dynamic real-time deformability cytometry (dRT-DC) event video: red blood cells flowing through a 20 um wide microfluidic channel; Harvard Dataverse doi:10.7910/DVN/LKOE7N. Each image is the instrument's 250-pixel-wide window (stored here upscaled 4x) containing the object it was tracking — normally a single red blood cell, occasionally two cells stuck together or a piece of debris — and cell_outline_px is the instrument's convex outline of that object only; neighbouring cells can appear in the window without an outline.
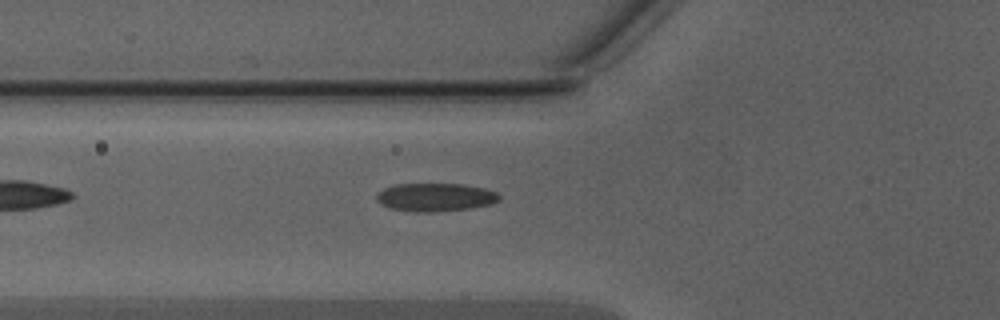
{"species": "Egyptian fruit bat (a non-hibernating species)", "species_latin": "Rousettus aegyptiacus", "temperature_condition": "warm", "stored_images_in_passage": 27, "camera_frame_rate_fps": 3000, "um_per_image_px": 0.085, "animal": {"sex": "male"}, "frame": {"image": 1, "passage_image": 2, "time_ms": 0.333, "image_size_px": [1000, 320], "cell_outline_px": [[500, 200], [492, 204], [472, 208], [436, 212], [416, 212], [388, 208], [380, 204], [376, 200], [376, 196], [384, 188], [396, 184], [464, 184], [484, 188], [496, 192], [500, 196]], "centroid_in_image_um": [37.01, 16.77], "position_along_channel_um": 88.8, "area_um2": 20.35}}
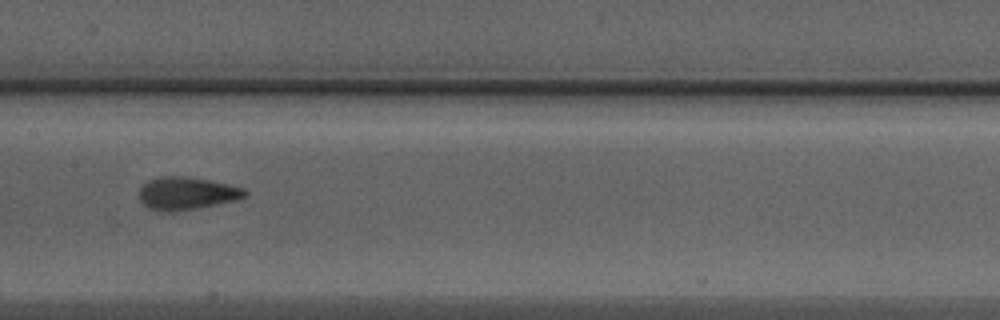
{"frame": {"image": 2, "passage_image": 9, "time_ms": 2.667, "image_size_px": [1000, 320], "cell_outline_px": [[248, 196], [236, 200], [176, 212], [156, 212], [148, 208], [140, 200], [140, 188], [148, 180], [160, 176], [184, 176], [208, 180], [244, 188], [248, 192]], "centroid_in_image_um": [15.85, 16.45], "position_along_channel_um": 191.6, "area_um2": 20.23}}
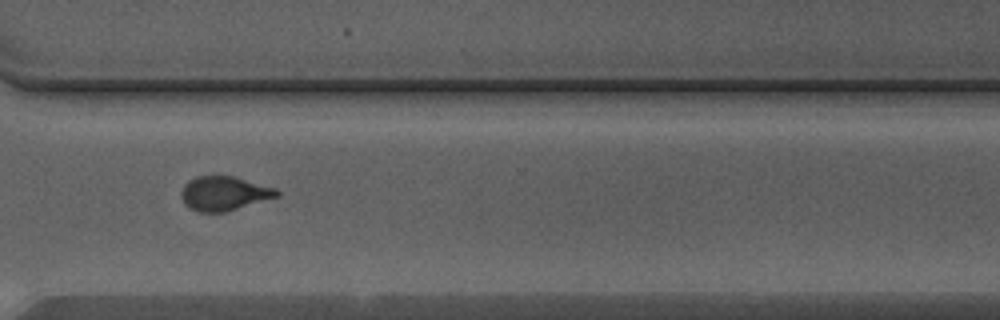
{"frame": {"image": 3, "passage_image": 20, "time_ms": 6.333, "image_size_px": [1000, 320], "cell_outline_px": [[280, 196], [224, 212], [196, 212], [184, 204], [180, 196], [180, 192], [184, 184], [188, 180], [196, 176], [236, 176], [276, 188], [280, 192]], "centroid_in_image_um": [19.03, 16.43], "position_along_channel_um": 351.6, "area_um2": 19.31}, "authors_computed_cell_mechanics": {"area_um2": 19.074, "velocity_mm_per_s": 4.3755, "shape_relaxation_time_tau1_ms": 6.2401, "shape_relaxation_time_tau2_ms": 0.9519, "deformation_change_tau1": 0.1967, "deformation_change_tau2": 0.0813}}